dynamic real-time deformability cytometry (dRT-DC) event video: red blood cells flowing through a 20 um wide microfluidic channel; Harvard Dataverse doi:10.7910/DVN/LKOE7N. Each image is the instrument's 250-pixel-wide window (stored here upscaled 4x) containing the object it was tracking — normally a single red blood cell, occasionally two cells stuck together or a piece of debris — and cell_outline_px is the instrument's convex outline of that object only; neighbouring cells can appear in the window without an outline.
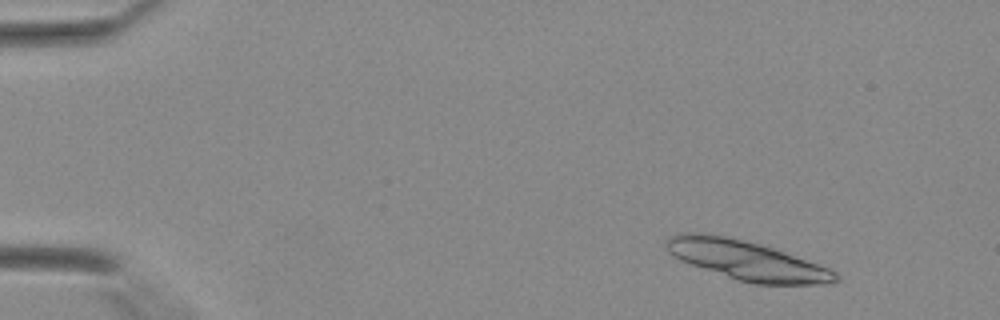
{"species": "Egyptian fruit bat (a non-hibernating species)", "species_latin": "Rousettus aegyptiacus", "temperature_condition": "warm", "stored_images_in_passage": 43, "segment_of_instrument_passage": [1, 2], "camera_frame_rate_fps": 3000, "um_per_image_px": 0.085, "animal": {"sex": "female"}, "frame": {"image": 1, "passage_image": 5, "time_ms": 1.333, "image_size_px": [1000, 320], "cell_outline_px": [[840, 280], [828, 284], [756, 284], [740, 280], [680, 260], [668, 252], [664, 244], [664, 240], [672, 236], [688, 232], [696, 232], [724, 236], [760, 244], [776, 248], [828, 268], [836, 272], [840, 276]], "centroid_in_image_um": [63.51, 22.12], "position_along_channel_um": 21.5, "area_um2": 38.32}}